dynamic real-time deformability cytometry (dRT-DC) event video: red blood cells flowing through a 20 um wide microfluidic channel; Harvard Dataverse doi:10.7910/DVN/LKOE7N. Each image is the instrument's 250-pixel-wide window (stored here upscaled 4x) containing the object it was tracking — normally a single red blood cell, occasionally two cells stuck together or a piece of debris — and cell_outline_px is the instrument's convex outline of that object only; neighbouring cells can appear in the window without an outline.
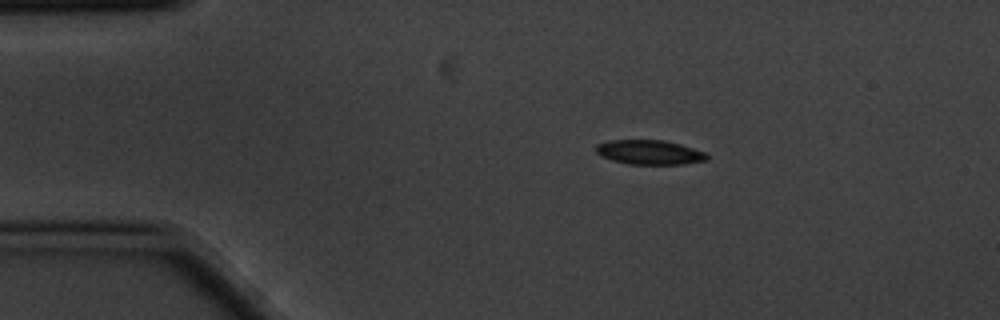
{"species": "common noctule bat (a hibernating species)", "species_latin": "Nyctalus noctula", "temperature_condition": "cold", "stored_images_in_passage": 4, "camera_frame_rate_fps": 3000, "um_per_image_px": 0.085, "animal": {"sex": "male", "body_mass_g": 20.1, "forearm_length_mm": 53.5}, "frame": {"image": 1, "passage_image": 3, "time_ms": 0.667, "image_size_px": [1000, 320], "cell_outline_px": [[708, 160], [684, 164], [628, 164], [612, 160], [600, 156], [596, 152], [596, 144], [608, 140], [664, 140], [680, 144], [704, 152], [708, 156]], "centroid_in_image_um": [55.18, 12.94], "position_along_channel_um": 29.8, "area_um2": 15.84}}